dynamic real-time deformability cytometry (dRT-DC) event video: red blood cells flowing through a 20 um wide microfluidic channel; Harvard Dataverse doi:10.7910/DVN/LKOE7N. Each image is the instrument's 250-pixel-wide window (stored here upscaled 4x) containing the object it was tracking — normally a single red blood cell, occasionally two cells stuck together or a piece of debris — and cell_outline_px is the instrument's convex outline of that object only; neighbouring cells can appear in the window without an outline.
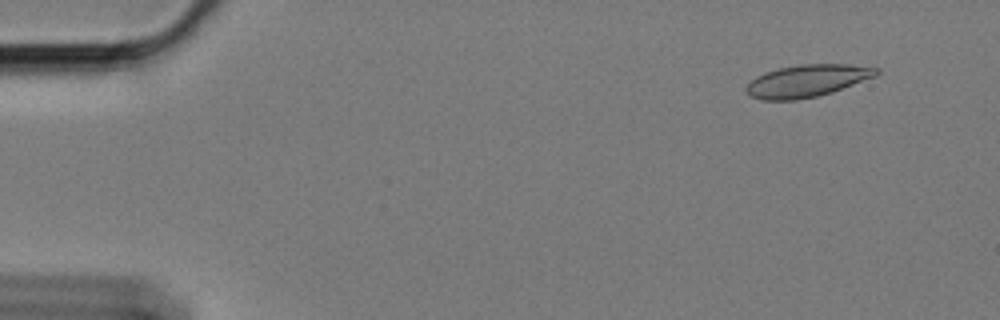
{"species": "Egyptian fruit bat (a non-hibernating species)", "species_latin": "Rousettus aegyptiacus", "temperature_condition": "cold", "stored_images_in_passage": 7, "camera_frame_rate_fps": 3000, "um_per_image_px": 0.085, "animal": {"sex": "female"}, "frame": {"image": 1, "passage_image": 1, "time_ms": 0.0, "image_size_px": [1000, 320], "cell_outline_px": [[880, 72], [876, 76], [832, 92], [816, 96], [796, 100], [760, 100], [752, 96], [744, 88], [756, 76], [764, 72], [780, 68], [800, 64], [848, 64], [880, 68]], "centroid_in_image_um": [68.61, 6.86], "position_along_channel_um": 16.4, "area_um2": 24.39}}